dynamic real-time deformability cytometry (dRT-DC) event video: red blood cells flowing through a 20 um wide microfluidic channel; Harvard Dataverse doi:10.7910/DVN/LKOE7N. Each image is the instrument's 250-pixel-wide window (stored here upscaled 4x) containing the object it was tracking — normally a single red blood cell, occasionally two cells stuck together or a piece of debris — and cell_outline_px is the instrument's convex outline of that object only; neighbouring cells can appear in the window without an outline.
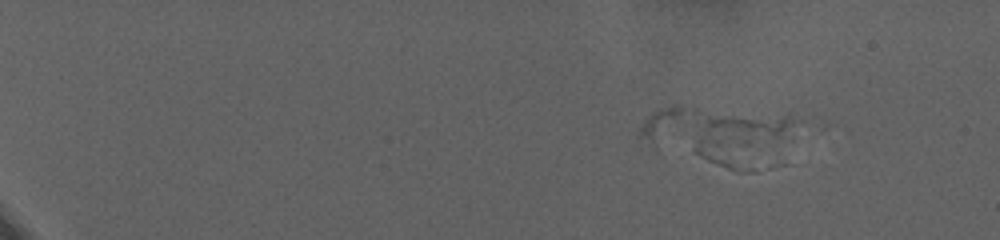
{"species": "human", "species_latin": "Homo sapiens", "temperature_condition": "warm", "stored_images_in_passage": 3, "camera_frame_rate_fps": 3000, "um_per_image_px": 0.085, "donor": {"sex": "female"}, "frame": {"image": 1, "passage_image": 1, "time_ms": 0.0, "image_size_px": [1000, 240], "cell_outline_px": [[792, 120], [756, 172], [736, 172], [656, 152], [640, 136], [640, 128], [644, 120], [652, 112], [660, 108], [672, 104], [676, 104], [788, 112], [792, 116]], "centroid_in_image_um": [60.81, 11.45], "position_along_channel_um": 24.2, "area_um2": 53.58}}